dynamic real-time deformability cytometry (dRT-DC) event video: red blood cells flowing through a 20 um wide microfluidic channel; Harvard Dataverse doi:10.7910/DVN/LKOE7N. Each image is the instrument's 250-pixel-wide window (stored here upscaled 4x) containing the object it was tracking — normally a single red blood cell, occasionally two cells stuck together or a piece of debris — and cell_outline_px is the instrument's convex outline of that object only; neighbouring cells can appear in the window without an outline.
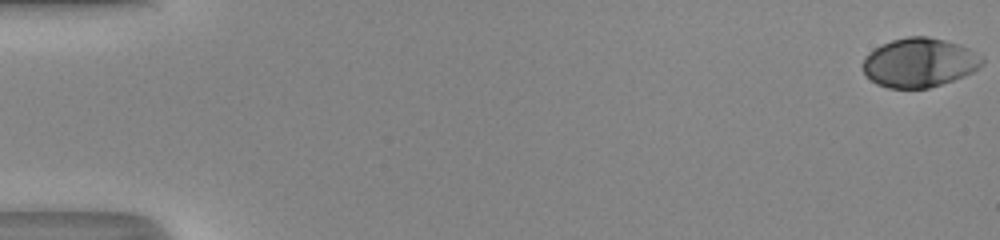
{"species": "human", "species_latin": "Homo sapiens", "temperature_condition": "room temperature", "stored_images_in_passage": 52, "camera_frame_rate_fps": 3000, "um_per_image_px": 0.085, "donor": {"sex": "male"}, "frame": {"image": 1, "passage_image": 1, "time_ms": 0.0, "image_size_px": [1000, 240], "cell_outline_px": [[984, 60], [972, 72], [952, 80], [928, 88], [888, 88], [876, 84], [864, 72], [864, 56], [868, 52], [880, 44], [892, 40], [908, 36], [928, 36], [944, 40], [968, 48]], "centroid_in_image_um": [78.08, 5.31], "position_along_channel_um": 6.9, "area_um2": 33.7}}
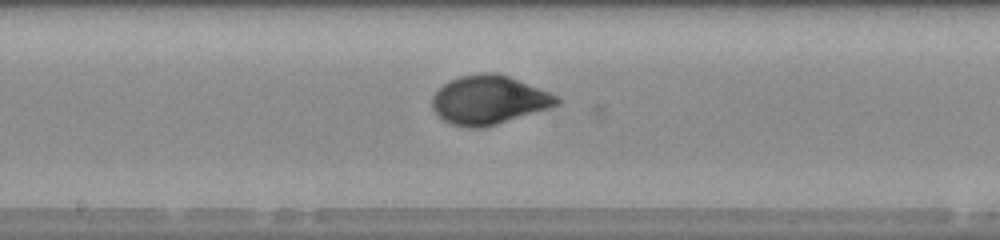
{"frame": {"image": 2, "passage_image": 29, "time_ms": 9.333, "image_size_px": [1000, 240], "cell_outline_px": [[560, 104], [548, 108], [484, 128], [472, 128], [452, 124], [444, 120], [432, 108], [432, 96], [448, 80], [460, 76], [480, 72], [496, 72], [508, 76], [560, 96]], "centroid_in_image_um": [41.56, 8.48], "position_along_channel_um": 206.6, "area_um2": 35.32}}
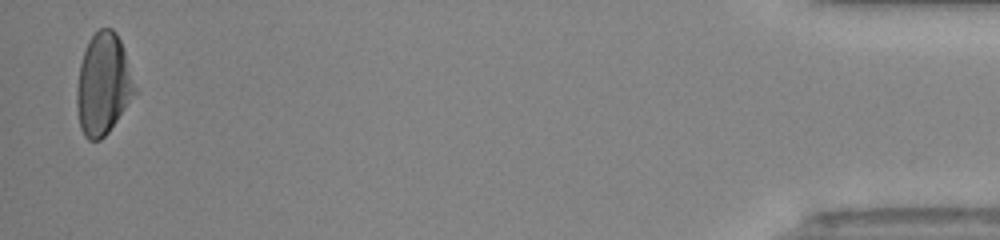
{"frame": {"image": 3, "passage_image": 51, "time_ms": 16.667, "image_size_px": [1000, 240], "cell_outline_px": [[136, 92], [108, 132], [100, 140], [88, 140], [84, 136], [80, 128], [76, 104], [76, 88], [80, 64], [88, 40], [100, 28], [112, 28], [116, 32], [124, 48], [136, 88]], "centroid_in_image_um": [8.75, 7.15], "position_along_channel_um": 426.4, "area_um2": 34.16}, "authors_computed_cell_mechanics": {"area_um2": 34.0442, "velocity_mm_per_s": 4.1939, "shape_relaxation_time_tau1_ms": 3.0314, "shape_relaxation_time_tau2_ms": null, "deformation_change_tau1": 0.1574, "deformation_change_tau2": null}}